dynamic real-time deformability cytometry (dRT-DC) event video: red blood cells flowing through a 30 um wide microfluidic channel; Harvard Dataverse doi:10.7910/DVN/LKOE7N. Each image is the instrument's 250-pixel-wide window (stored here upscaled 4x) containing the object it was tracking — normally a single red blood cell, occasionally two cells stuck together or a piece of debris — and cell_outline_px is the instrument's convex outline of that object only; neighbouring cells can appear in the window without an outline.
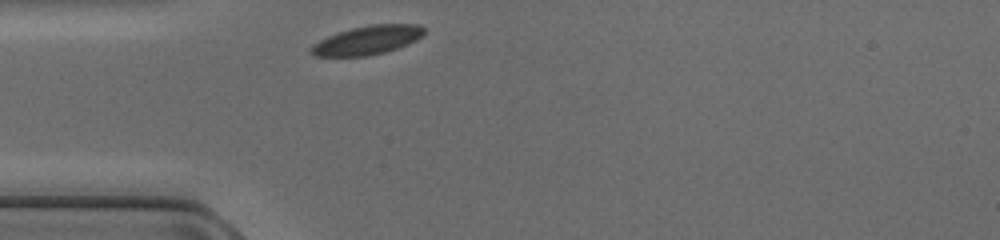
{"species": "common noctule bat (a hibernating species)", "species_latin": "Nyctalus noctula", "temperature_condition": "cold", "stored_images_in_passage": 4, "camera_frame_rate_fps": 3000, "um_per_image_px": 0.085, "animal": {"sex": "female", "body_mass_g": 17.0, "forearm_length_mm": 48.0}, "frame": {"image": 1, "passage_image": 1, "time_ms": 0.0, "image_size_px": [1000, 240], "cell_outline_px": [[424, 36], [408, 44], [384, 52], [368, 56], [316, 56], [308, 52], [308, 48], [320, 40], [336, 32], [352, 28], [372, 24], [420, 24], [424, 28]], "centroid_in_image_um": [31.22, 3.41], "position_along_channel_um": 53.8, "area_um2": 19.07}}